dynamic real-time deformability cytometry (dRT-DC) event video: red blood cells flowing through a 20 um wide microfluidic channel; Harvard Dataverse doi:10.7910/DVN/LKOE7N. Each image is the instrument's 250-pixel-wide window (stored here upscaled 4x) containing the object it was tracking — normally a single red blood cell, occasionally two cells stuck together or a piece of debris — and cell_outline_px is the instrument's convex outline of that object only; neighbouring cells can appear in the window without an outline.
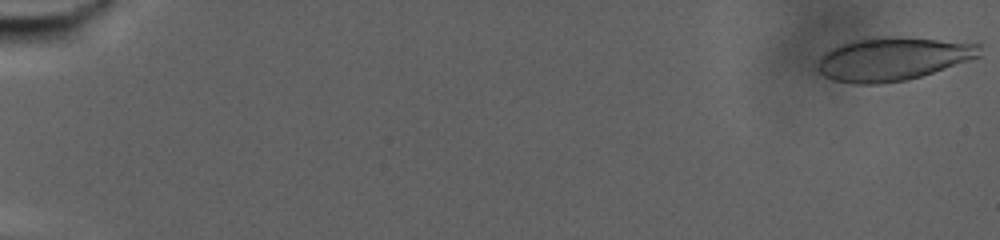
{"species": "human", "species_latin": "Homo sapiens", "temperature_condition": "warm", "stored_images_in_passage": 78, "camera_frame_rate_fps": 3000, "um_per_image_px": 0.085, "donor": {"sex": "male"}, "frame": {"image": 1, "passage_image": 1, "time_ms": 0.0, "image_size_px": [1000, 240], "cell_outline_px": [[980, 56], [920, 76], [904, 80], [876, 84], [856, 84], [832, 80], [824, 76], [816, 68], [820, 56], [824, 52], [840, 44], [856, 40], [900, 36], [980, 44]], "centroid_in_image_um": [75.82, 5.01], "position_along_channel_um": 9.2, "area_um2": 40.29}}
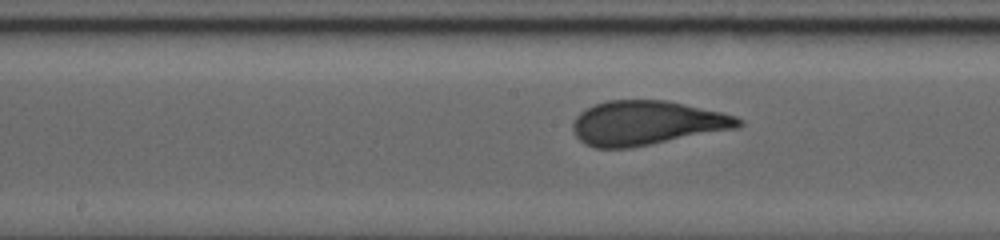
{"frame": {"image": 2, "passage_image": 43, "time_ms": 14.0, "image_size_px": [1000, 240], "cell_outline_px": [[744, 124], [736, 128], [632, 148], [596, 148], [584, 144], [576, 136], [572, 128], [572, 124], [576, 116], [580, 112], [596, 104], [608, 100], [668, 100], [720, 112], [736, 116], [744, 120]], "centroid_in_image_um": [54.96, 10.46], "position_along_channel_um": 193.2, "area_um2": 42.77}}
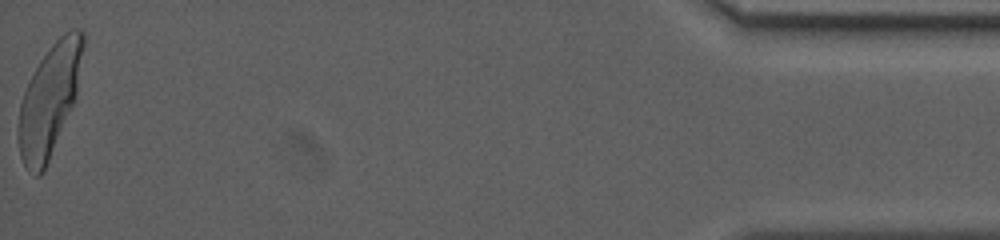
{"frame": {"image": 3, "passage_image": 78, "time_ms": 25.667, "image_size_px": [1000, 240], "cell_outline_px": [[84, 44], [76, 96], [44, 172], [40, 176], [36, 176], [24, 164], [20, 156], [16, 136], [20, 104], [24, 92], [40, 60], [52, 44], [64, 32], [72, 28], [80, 28], [84, 32]], "centroid_in_image_um": [4.19, 8.51], "position_along_channel_um": 431.0, "area_um2": 41.62}, "authors_computed_cell_mechanics": {"area_um2": 41.3559, "velocity_mm_per_s": 2.7528, "shape_relaxation_time_tau1_ms": 6.5822, "shape_relaxation_time_tau2_ms": null, "deformation_change_tau1": 0.2346, "deformation_change_tau2": null}}